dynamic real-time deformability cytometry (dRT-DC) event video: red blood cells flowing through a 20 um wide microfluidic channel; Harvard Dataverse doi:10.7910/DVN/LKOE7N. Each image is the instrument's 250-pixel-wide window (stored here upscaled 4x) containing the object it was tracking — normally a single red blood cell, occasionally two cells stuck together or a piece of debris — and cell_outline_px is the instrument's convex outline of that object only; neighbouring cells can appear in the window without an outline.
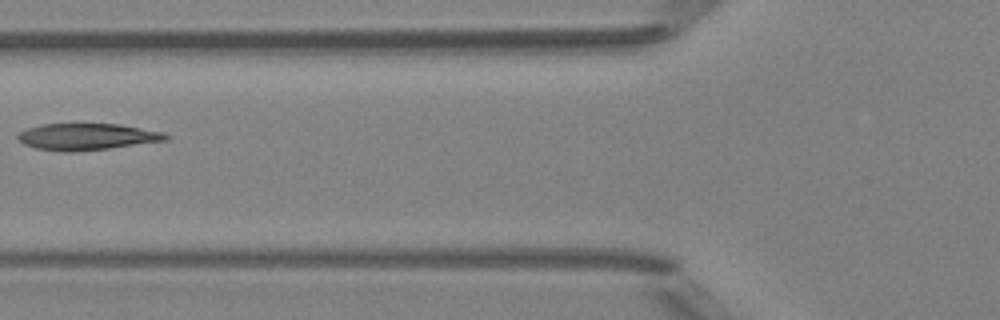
{"species": "Egyptian fruit bat (a non-hibernating species)", "species_latin": "Rousettus aegyptiacus", "temperature_condition": "room temperature", "stored_images_in_passage": 6, "camera_frame_rate_fps": 3000, "um_per_image_px": 0.085, "animal": {"sex": "female"}, "frame": {"image": 1, "passage_image": 6, "time_ms": 5.667, "image_size_px": [1000, 320], "cell_outline_px": [[168, 140], [108, 148], [68, 152], [64, 152], [36, 148], [24, 144], [16, 136], [20, 132], [28, 128], [40, 124], [120, 124], [164, 132], [168, 136]], "centroid_in_image_um": [7.39, 11.61], "position_along_channel_um": 118.4, "area_um2": 22.72}}